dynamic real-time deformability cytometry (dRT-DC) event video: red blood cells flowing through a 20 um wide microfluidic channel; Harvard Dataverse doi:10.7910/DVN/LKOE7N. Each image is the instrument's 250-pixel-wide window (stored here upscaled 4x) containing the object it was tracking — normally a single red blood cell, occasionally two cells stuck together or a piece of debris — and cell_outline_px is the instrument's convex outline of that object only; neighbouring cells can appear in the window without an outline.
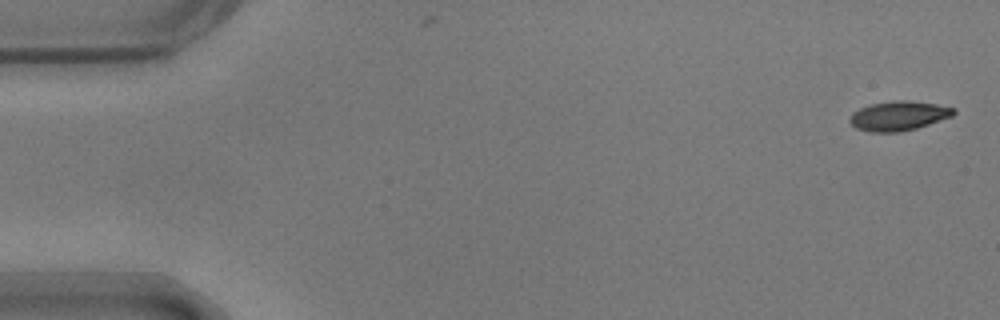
{"species": "common noctule bat (a hibernating species)", "species_latin": "Nyctalus noctula", "temperature_condition": "warm", "stored_images_in_passage": 8, "camera_frame_rate_fps": 3000, "um_per_image_px": 0.085, "animal": {"sex": "male", "body_mass_g": 17.9}, "frame": {"image": 1, "passage_image": 1, "time_ms": 0.0, "image_size_px": [1000, 320], "cell_outline_px": [[956, 112], [952, 116], [916, 128], [900, 132], [868, 132], [856, 128], [848, 120], [852, 112], [860, 108], [872, 104], [892, 100], [908, 100], [936, 104], [956, 108]], "centroid_in_image_um": [76.37, 9.84], "position_along_channel_um": 8.6, "area_um2": 17.86}}